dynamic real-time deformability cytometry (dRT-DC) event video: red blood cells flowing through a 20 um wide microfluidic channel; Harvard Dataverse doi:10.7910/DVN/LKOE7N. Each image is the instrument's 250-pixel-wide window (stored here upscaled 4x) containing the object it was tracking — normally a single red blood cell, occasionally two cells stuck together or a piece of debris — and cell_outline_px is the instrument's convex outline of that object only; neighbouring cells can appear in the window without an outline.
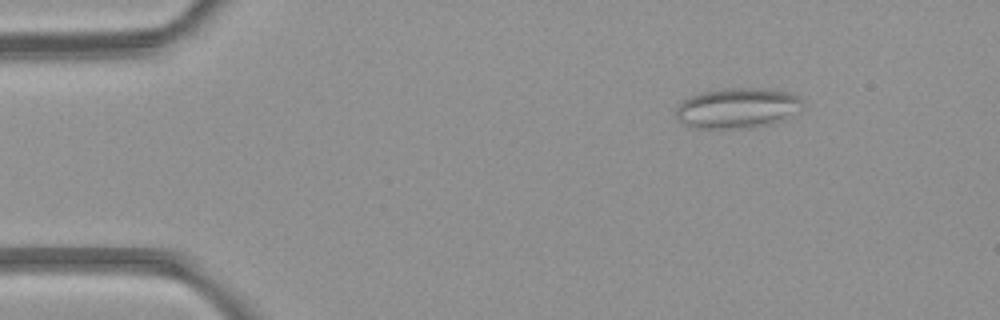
{"species": "common noctule bat (a hibernating species)", "species_latin": "Nyctalus noctula", "temperature_condition": "room temperature", "stored_images_in_passage": 2, "camera_frame_rate_fps": 3000, "um_per_image_px": 0.085, "animal": {"sex": "female", "body_mass_g": 21.9}, "frame": {"image": 1, "passage_image": 1, "time_ms": 0.0, "image_size_px": [1000, 320], "cell_outline_px": [[804, 108], [780, 120], [768, 124], [748, 128], [692, 128], [684, 124], [676, 116], [676, 104], [688, 96], [700, 92], [724, 88], [764, 88], [788, 92], [800, 96], [804, 100]], "centroid_in_image_um": [62.66, 9.17], "position_along_channel_um": 22.3, "area_um2": 30.11}}